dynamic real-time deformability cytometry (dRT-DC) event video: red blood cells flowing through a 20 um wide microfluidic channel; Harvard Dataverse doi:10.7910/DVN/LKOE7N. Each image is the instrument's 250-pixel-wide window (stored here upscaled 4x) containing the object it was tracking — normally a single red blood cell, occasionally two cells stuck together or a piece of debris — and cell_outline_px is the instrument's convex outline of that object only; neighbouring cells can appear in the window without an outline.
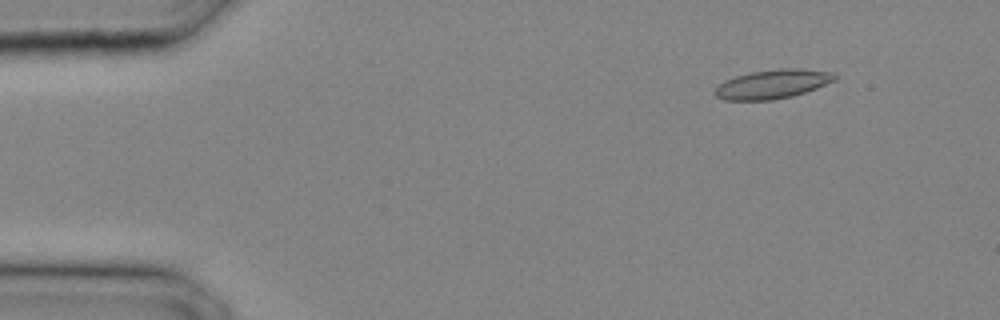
{"species": "common noctule bat (a hibernating species)", "species_latin": "Nyctalus noctula", "temperature_condition": "cold", "stored_images_in_passage": 26, "camera_frame_rate_fps": 3000, "um_per_image_px": 0.085, "animal": {"sex": "male", "body_mass_g": 20.4}, "frame": {"image": 1, "passage_image": 1, "time_ms": 0.0, "image_size_px": [1000, 320], "cell_outline_px": [[836, 80], [816, 88], [792, 96], [772, 100], [724, 100], [716, 96], [712, 92], [724, 80], [736, 76], [752, 72], [780, 68], [800, 68], [836, 72]], "centroid_in_image_um": [65.68, 7.14], "position_along_channel_um": 19.3, "area_um2": 20.35}}
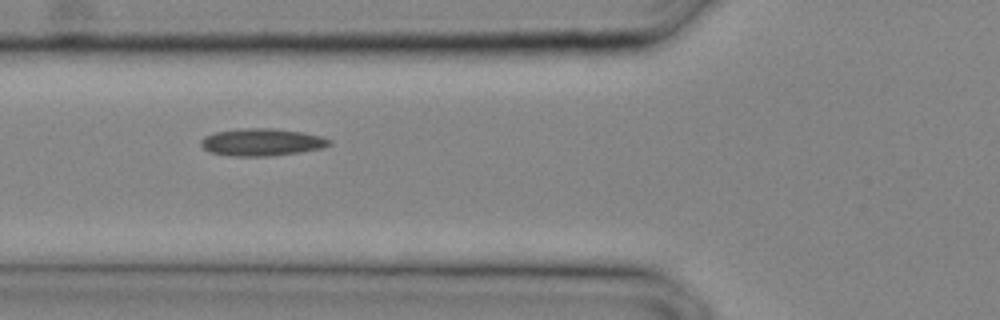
{"frame": {"image": 2, "passage_image": 9, "time_ms": 2.667, "image_size_px": [1000, 320], "cell_outline_px": [[332, 144], [324, 148], [300, 152], [272, 156], [228, 156], [208, 152], [200, 144], [200, 140], [204, 136], [216, 132], [240, 128], [276, 128], [304, 132], [324, 136], [332, 140]], "centroid_in_image_um": [22.29, 12.08], "position_along_channel_um": 103.5, "area_um2": 20.92}}
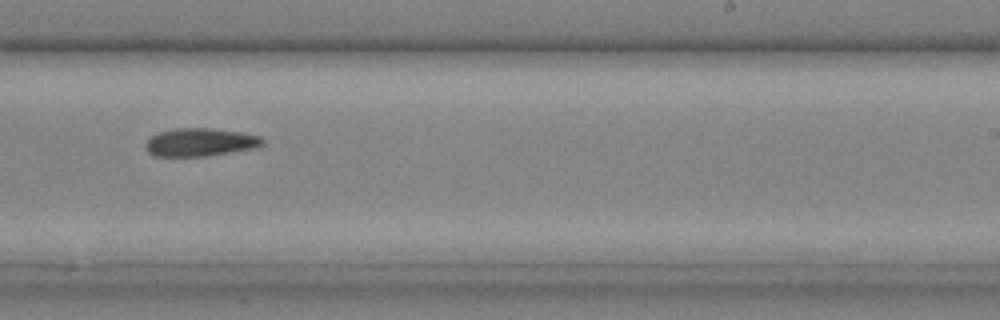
{"frame": {"image": 3, "passage_image": 17, "time_ms": 5.333, "image_size_px": [1000, 320], "cell_outline_px": [[264, 144], [256, 148], [208, 156], [156, 156], [148, 152], [144, 144], [152, 136], [160, 132], [176, 128], [208, 128], [240, 132], [260, 136], [264, 140]], "centroid_in_image_um": [17.04, 12.09], "position_along_channel_um": 272.0, "area_um2": 19.07}}